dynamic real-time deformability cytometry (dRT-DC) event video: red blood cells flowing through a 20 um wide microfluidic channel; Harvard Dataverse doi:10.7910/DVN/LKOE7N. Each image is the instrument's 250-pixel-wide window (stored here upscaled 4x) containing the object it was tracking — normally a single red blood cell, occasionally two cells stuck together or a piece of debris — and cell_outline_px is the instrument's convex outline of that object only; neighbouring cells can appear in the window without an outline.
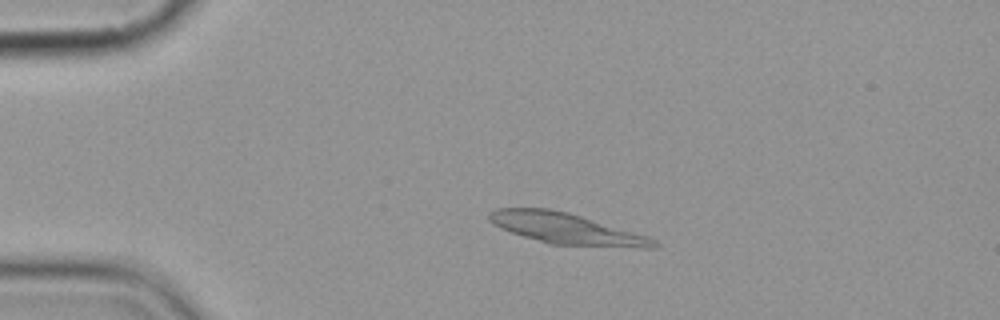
{"species": "common noctule bat (a hibernating species)", "species_latin": "Nyctalus noctula", "temperature_condition": "cold", "stored_images_in_passage": 2, "camera_frame_rate_fps": 3000, "um_per_image_px": 0.085, "animal": {"sex": "female", "body_mass_g": 19.9}, "frame": {"image": 1, "passage_image": 1, "time_ms": 0.0, "image_size_px": [1000, 320], "cell_outline_px": [[660, 248], [640, 248], [548, 244], [500, 228], [492, 224], [488, 220], [488, 212], [496, 208], [548, 208], [568, 212], [648, 236], [656, 240], [660, 244]], "centroid_in_image_um": [48.15, 19.44], "position_along_channel_um": 36.9, "area_um2": 29.82}}